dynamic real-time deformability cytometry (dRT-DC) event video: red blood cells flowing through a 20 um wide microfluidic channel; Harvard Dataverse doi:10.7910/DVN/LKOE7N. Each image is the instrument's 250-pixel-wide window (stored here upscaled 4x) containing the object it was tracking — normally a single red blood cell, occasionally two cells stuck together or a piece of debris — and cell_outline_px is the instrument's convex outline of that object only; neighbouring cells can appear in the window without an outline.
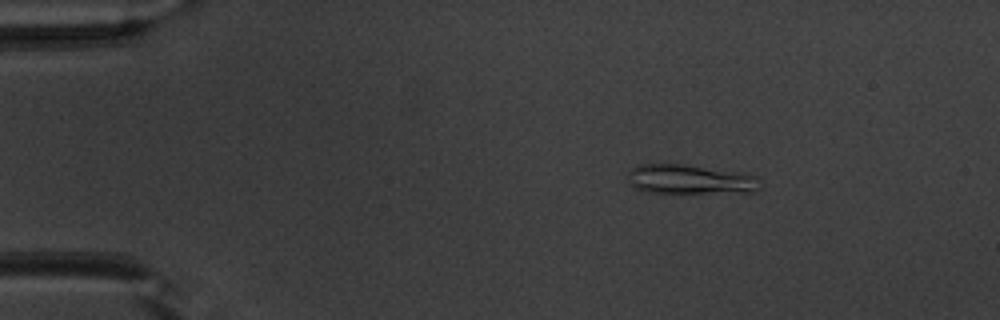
{"species": "common noctule bat (a hibernating species)", "species_latin": "Nyctalus noctula", "temperature_condition": "warm", "stored_images_in_passage": 49, "camera_frame_rate_fps": 3000, "um_per_image_px": 0.085, "animal": {"sex": "male", "body_mass_g": 20.1, "forearm_length_mm": 53.5}, "frame": {"image": 1, "passage_image": 7, "time_ms": 2.0, "image_size_px": [1000, 320], "cell_outline_px": [[760, 188], [756, 192], [648, 192], [636, 188], [628, 180], [628, 172], [632, 168], [640, 164], [684, 164], [740, 172], [760, 176]], "centroid_in_image_um": [58.71, 15.23], "position_along_channel_um": 26.3, "area_um2": 22.66}}
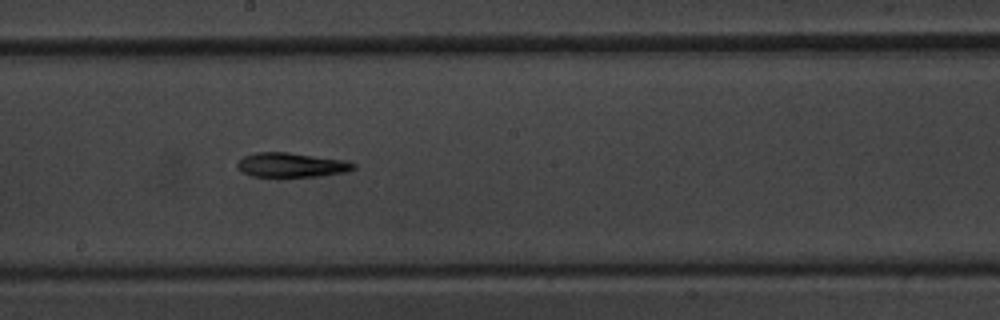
{"frame": {"image": 2, "passage_image": 27, "time_ms": 8.667, "image_size_px": [1000, 320], "cell_outline_px": [[356, 168], [348, 172], [320, 176], [280, 180], [252, 176], [240, 172], [236, 168], [236, 164], [244, 156], [256, 152], [288, 152], [344, 160], [356, 164]], "centroid_in_image_um": [24.73, 14.08], "position_along_channel_um": 223.5, "area_um2": 17.57}}
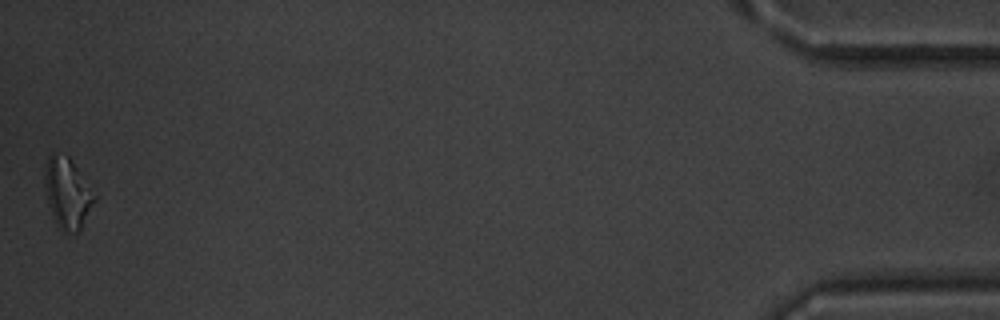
{"frame": {"image": 3, "passage_image": 49, "time_ms": 16.0, "image_size_px": [1000, 320], "cell_outline_px": [[96, 200], [80, 232], [64, 232], [60, 228], [48, 204], [44, 188], [44, 164], [48, 156], [52, 152], [68, 156], [96, 196]], "centroid_in_image_um": [5.71, 16.41], "position_along_channel_um": 429.5, "area_um2": 20.35}}